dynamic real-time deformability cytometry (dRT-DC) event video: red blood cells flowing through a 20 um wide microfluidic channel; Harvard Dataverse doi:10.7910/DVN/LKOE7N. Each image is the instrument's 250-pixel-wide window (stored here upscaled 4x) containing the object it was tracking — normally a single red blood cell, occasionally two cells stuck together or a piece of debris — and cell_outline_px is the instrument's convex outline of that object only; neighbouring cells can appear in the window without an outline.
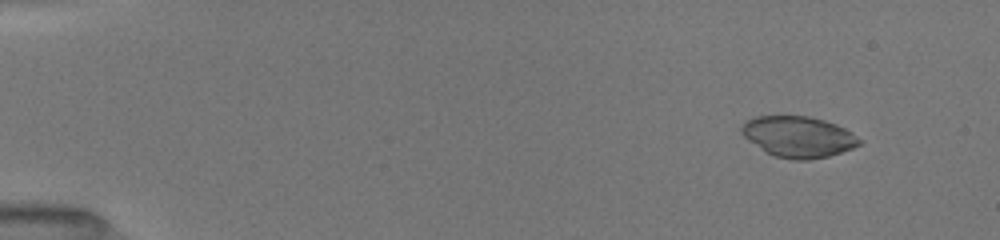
{"species": "common noctule bat (a hibernating species)", "species_latin": "Nyctalus noctula", "temperature_condition": "room temperature", "stored_images_in_passage": 10, "camera_frame_rate_fps": 3000, "um_per_image_px": 0.085, "animal": {"sex": "female", "body_mass_g": 19.5, "forearm_length_mm": 54.1}, "frame": {"image": 1, "passage_image": 5, "time_ms": 1.333, "image_size_px": [1000, 240], "cell_outline_px": [[864, 140], [860, 144], [852, 148], [828, 156], [808, 160], [792, 160], [776, 156], [768, 152], [748, 140], [740, 132], [740, 128], [748, 120], [756, 116], [808, 116], [824, 120], [836, 124], [852, 132]], "centroid_in_image_um": [67.89, 11.62], "position_along_channel_um": 17.1, "area_um2": 27.98}}
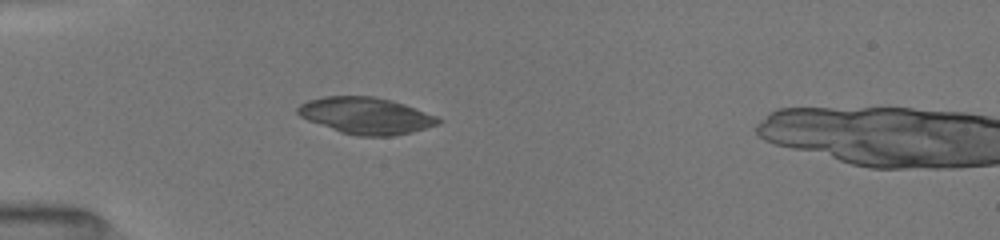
{"frame": {"image": 2, "passage_image": 10, "time_ms": 5.0, "image_size_px": [1000, 240], "cell_outline_px": [[444, 120], [440, 124], [412, 132], [392, 136], [360, 136], [340, 132], [308, 120], [300, 116], [296, 112], [296, 108], [300, 104], [308, 100], [324, 96], [372, 96], [392, 100], [404, 104], [436, 116]], "centroid_in_image_um": [31.11, 9.83], "position_along_channel_um": 53.9, "area_um2": 30.0}}